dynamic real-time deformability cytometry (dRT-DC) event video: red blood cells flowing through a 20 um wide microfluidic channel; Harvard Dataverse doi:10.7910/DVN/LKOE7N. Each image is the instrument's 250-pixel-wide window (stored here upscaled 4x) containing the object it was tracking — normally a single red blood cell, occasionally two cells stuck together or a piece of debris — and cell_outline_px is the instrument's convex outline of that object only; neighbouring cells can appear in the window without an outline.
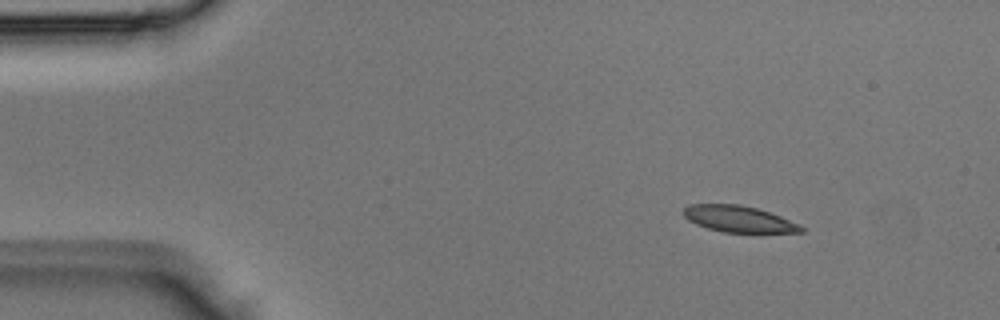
{"species": "Egyptian fruit bat (a non-hibernating species)", "species_latin": "Rousettus aegyptiacus", "temperature_condition": "room temperature", "stored_images_in_passage": 3, "camera_frame_rate_fps": 3000, "um_per_image_px": 0.085, "animal": {"sex": "male"}, "frame": {"image": 1, "passage_image": 1, "time_ms": 0.0, "image_size_px": [1000, 320], "cell_outline_px": [[804, 232], [724, 232], [708, 228], [696, 224], [688, 220], [684, 216], [684, 208], [688, 204], [740, 204], [756, 208], [780, 216], [800, 224], [804, 228]], "centroid_in_image_um": [62.78, 18.61], "position_along_channel_um": 22.2, "area_um2": 17.92}}